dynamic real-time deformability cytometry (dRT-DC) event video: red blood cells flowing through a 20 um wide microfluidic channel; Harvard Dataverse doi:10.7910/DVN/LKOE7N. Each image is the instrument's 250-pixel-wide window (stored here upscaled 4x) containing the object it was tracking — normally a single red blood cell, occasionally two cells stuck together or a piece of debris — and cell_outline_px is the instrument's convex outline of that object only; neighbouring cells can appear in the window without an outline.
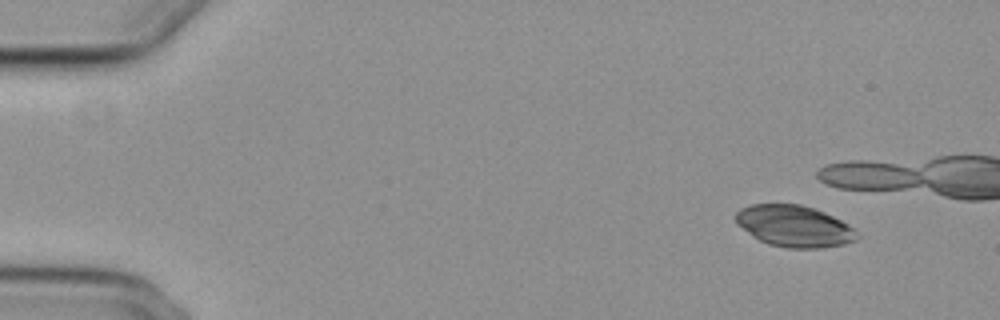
{"species": "common noctule bat (a hibernating species)", "species_latin": "Nyctalus noctula", "temperature_condition": "cold", "stored_images_in_passage": 17, "camera_frame_rate_fps": 3000, "um_per_image_px": 0.085, "animal": {"sex": "female", "body_mass_g": 29.2, "forearm_length_mm": 56.3}, "frame": {"image": 1, "passage_image": 1, "time_ms": 0.0, "image_size_px": [1000, 320], "cell_outline_px": [[856, 240], [844, 244], [820, 248], [788, 248], [768, 244], [752, 236], [736, 224], [736, 212], [740, 208], [752, 204], [800, 204], [824, 212], [848, 224], [852, 228]], "centroid_in_image_um": [67.45, 19.22], "position_along_channel_um": 17.6, "area_um2": 29.02}}